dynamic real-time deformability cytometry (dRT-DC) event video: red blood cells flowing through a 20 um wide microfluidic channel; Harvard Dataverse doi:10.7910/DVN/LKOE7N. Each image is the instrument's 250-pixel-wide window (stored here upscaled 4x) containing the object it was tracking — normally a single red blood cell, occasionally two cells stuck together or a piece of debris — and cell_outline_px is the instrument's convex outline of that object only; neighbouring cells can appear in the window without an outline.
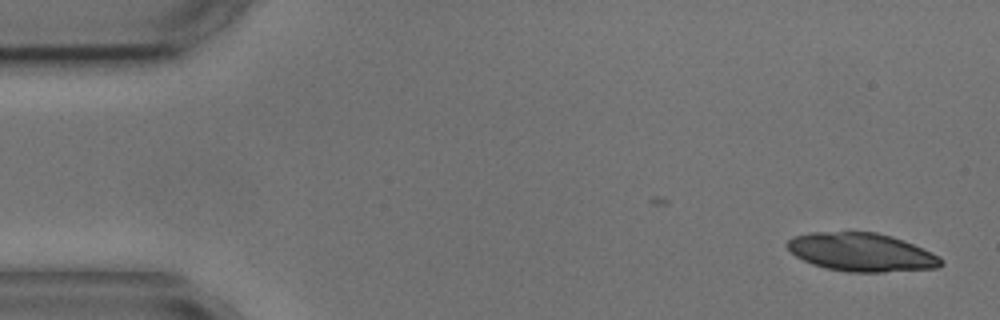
{"species": "common noctule bat (a hibernating species)", "species_latin": "Nyctalus noctula", "temperature_condition": "cold", "stored_images_in_passage": 7, "camera_frame_rate_fps": 3000, "um_per_image_px": 0.085, "animal": {"sex": "male", "body_mass_g": 17.9, "forearm_length_mm": 54.2}, "frame": {"image": 1, "passage_image": 1, "time_ms": 0.0, "image_size_px": [1000, 320], "cell_outline_px": [[944, 264], [936, 268], [884, 272], [848, 272], [824, 268], [812, 264], [796, 256], [784, 244], [792, 236], [812, 232], [876, 232], [892, 236], [932, 252], [940, 256], [944, 260]], "centroid_in_image_um": [73.22, 21.44], "position_along_channel_um": 11.8, "area_um2": 34.51}}